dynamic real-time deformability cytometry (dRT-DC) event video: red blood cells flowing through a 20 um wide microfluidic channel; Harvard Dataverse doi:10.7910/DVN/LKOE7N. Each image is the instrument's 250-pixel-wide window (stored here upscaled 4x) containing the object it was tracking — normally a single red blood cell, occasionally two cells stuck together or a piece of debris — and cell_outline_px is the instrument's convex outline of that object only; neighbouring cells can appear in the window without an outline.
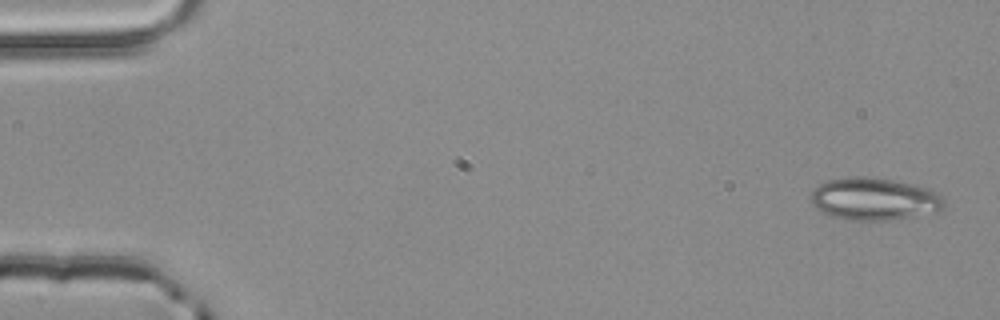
{"species": "common noctule bat (a hibernating species)", "species_latin": "Nyctalus noctula", "temperature_condition": "room temperature", "stored_images_in_passage": 4, "camera_frame_rate_fps": 3000, "um_per_image_px": 0.085, "animal": {"sex": "male", "body_mass_g": 20.4}, "frame": {"image": 1, "passage_image": 1, "time_ms": 0.0, "image_size_px": [1000, 320], "cell_outline_px": [[944, 208], [936, 212], [888, 220], [852, 220], [832, 216], [816, 208], [812, 204], [812, 192], [820, 184], [828, 180], [848, 176], [864, 176], [892, 180], [912, 184], [928, 188], [936, 192], [944, 200]], "centroid_in_image_um": [74.32, 16.9], "position_along_channel_um": 10.7, "area_um2": 32.66}}